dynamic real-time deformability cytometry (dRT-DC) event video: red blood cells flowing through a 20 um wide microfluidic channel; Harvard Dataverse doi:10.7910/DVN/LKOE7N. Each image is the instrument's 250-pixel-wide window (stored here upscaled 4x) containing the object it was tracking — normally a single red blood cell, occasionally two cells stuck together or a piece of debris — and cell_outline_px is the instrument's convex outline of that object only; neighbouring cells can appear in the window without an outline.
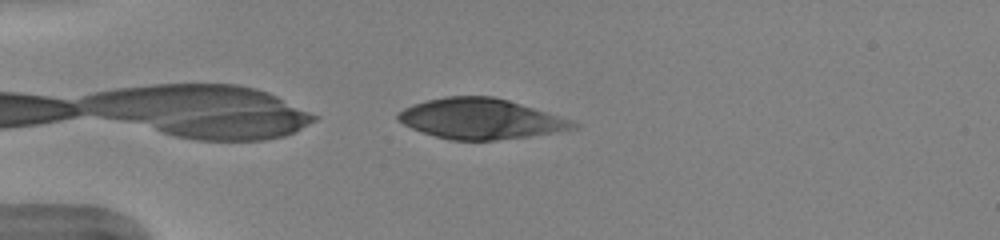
{"species": "human", "species_latin": "Homo sapiens", "temperature_condition": "warm", "stored_images_in_passage": 35, "camera_frame_rate_fps": 3000, "um_per_image_px": 0.085, "donor": {"sex": "female"}, "frame": {"image": 1, "passage_image": 2, "time_ms": 0.333, "image_size_px": [1000, 240], "cell_outline_px": [[580, 128], [528, 136], [496, 140], [452, 140], [436, 136], [412, 128], [396, 120], [396, 116], [404, 108], [428, 100], [444, 96], [492, 96], [508, 100], [580, 124]], "centroid_in_image_um": [40.82, 10.1], "position_along_channel_um": 44.2, "area_um2": 40.46}}
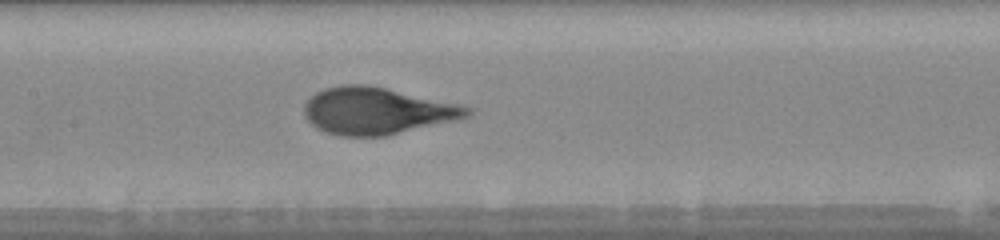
{"frame": {"image": 2, "passage_image": 14, "time_ms": 4.333, "image_size_px": [1000, 240], "cell_outline_px": [[472, 112], [468, 116], [456, 120], [384, 136], [340, 136], [324, 132], [316, 128], [304, 116], [304, 104], [316, 92], [324, 88], [344, 84], [368, 84], [460, 104], [472, 108]], "centroid_in_image_um": [32.01, 9.42], "position_along_channel_um": 175.4, "area_um2": 44.56}}
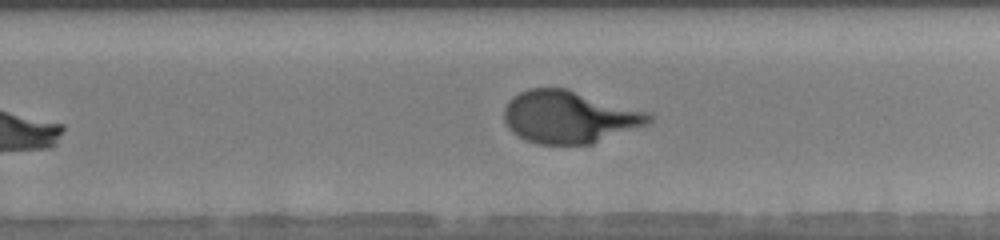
{"frame": {"image": 3, "passage_image": 22, "time_ms": 7.0, "image_size_px": [1000, 240], "cell_outline_px": [[652, 120], [648, 124], [592, 144], [536, 144], [524, 140], [512, 132], [508, 128], [504, 120], [504, 108], [508, 100], [512, 96], [528, 88], [568, 88], [652, 112]], "centroid_in_image_um": [48.4, 9.93], "position_along_channel_um": 281.4, "area_um2": 44.85}}